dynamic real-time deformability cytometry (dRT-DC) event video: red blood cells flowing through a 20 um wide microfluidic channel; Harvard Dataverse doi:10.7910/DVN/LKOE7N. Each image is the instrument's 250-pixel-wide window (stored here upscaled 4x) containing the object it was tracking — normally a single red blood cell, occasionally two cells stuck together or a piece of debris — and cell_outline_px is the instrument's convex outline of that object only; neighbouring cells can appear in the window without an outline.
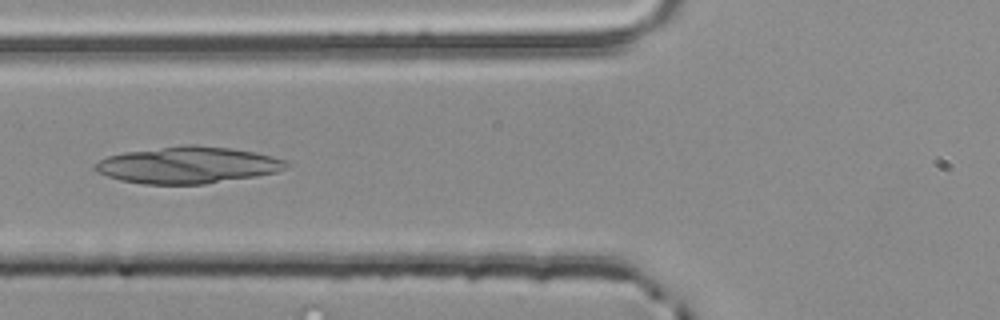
{"species": "common noctule bat (a hibernating species)", "species_latin": "Nyctalus noctula", "temperature_condition": "room temperature", "stored_images_in_passage": 42, "camera_frame_rate_fps": 3000, "um_per_image_px": 0.085, "animal": {"sex": "male", "body_mass_g": 20.4}, "frame": {"image": 1, "passage_image": 9, "time_ms": 2.667, "image_size_px": [1000, 320], "cell_outline_px": [[288, 168], [276, 172], [256, 176], [204, 184], [144, 184], [120, 180], [96, 172], [92, 168], [100, 160], [108, 156], [124, 152], [184, 144], [192, 144], [228, 148], [256, 152], [284, 160], [288, 164]], "centroid_in_image_um": [15.94, 14.03], "position_along_channel_um": 109.9, "area_um2": 40.81}}
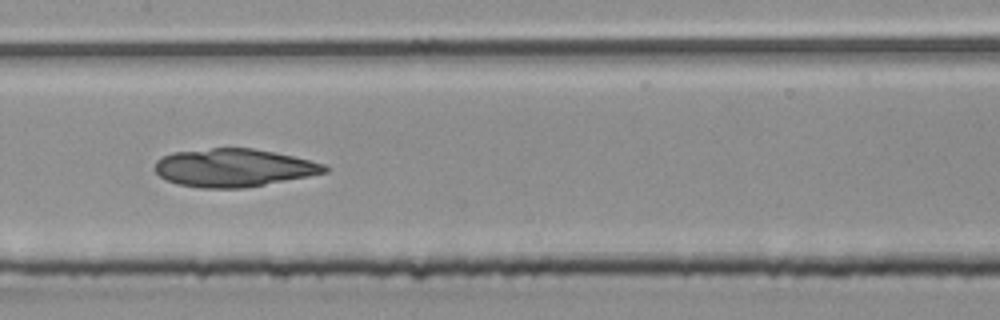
{"frame": {"image": 2, "passage_image": 15, "time_ms": 4.667, "image_size_px": [1000, 320], "cell_outline_px": [[332, 168], [328, 172], [308, 176], [244, 188], [200, 188], [180, 184], [168, 180], [160, 176], [152, 168], [156, 160], [172, 152], [212, 148], [252, 148], [276, 152], [324, 164]], "centroid_in_image_um": [19.85, 14.25], "position_along_channel_um": 187.5, "area_um2": 37.57}}
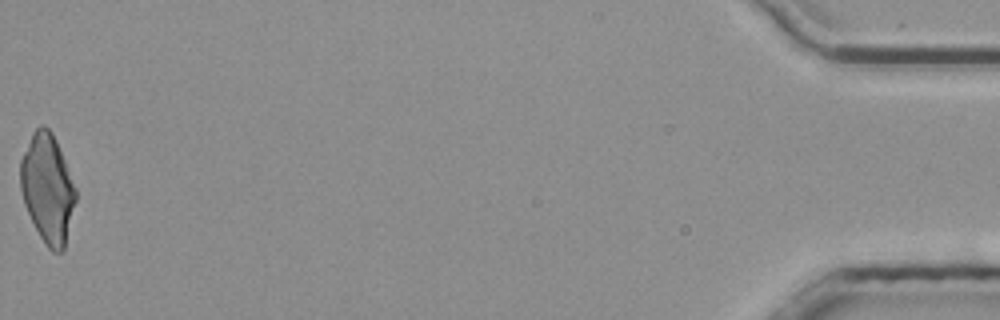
{"frame": {"image": 3, "passage_image": 42, "time_ms": 13.667, "image_size_px": [1000, 320], "cell_outline_px": [[76, 200], [64, 248], [60, 252], [52, 252], [44, 244], [24, 204], [20, 188], [20, 160], [32, 132], [40, 124], [44, 124], [52, 132], [56, 140], [76, 188]], "centroid_in_image_um": [4.03, 15.99], "position_along_channel_um": 431.2, "area_um2": 34.91}}